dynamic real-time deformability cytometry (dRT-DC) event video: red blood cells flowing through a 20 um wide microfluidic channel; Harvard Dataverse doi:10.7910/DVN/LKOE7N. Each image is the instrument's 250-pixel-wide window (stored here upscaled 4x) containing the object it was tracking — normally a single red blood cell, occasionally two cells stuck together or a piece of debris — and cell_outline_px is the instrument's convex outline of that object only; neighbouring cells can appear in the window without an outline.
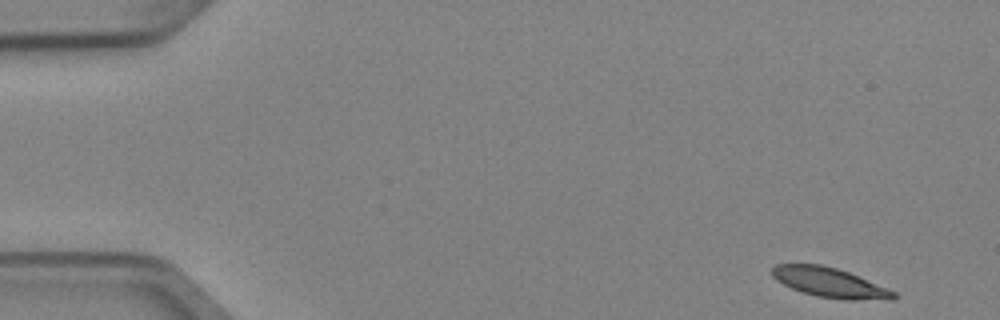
{"species": "Egyptian fruit bat (a non-hibernating species)", "species_latin": "Rousettus aegyptiacus", "temperature_condition": "cold", "stored_images_in_passage": 5, "camera_frame_rate_fps": 3000, "um_per_image_px": 0.085, "animal": {"sex": "female"}, "frame": {"image": 1, "passage_image": 1, "time_ms": 0.0, "image_size_px": [1000, 320], "cell_outline_px": [[896, 296], [892, 300], [844, 300], [816, 296], [792, 288], [776, 280], [772, 276], [772, 268], [776, 264], [820, 264], [836, 268], [848, 272], [896, 292]], "centroid_in_image_um": [70.53, 24.03], "position_along_channel_um": 14.5, "area_um2": 20.87}}
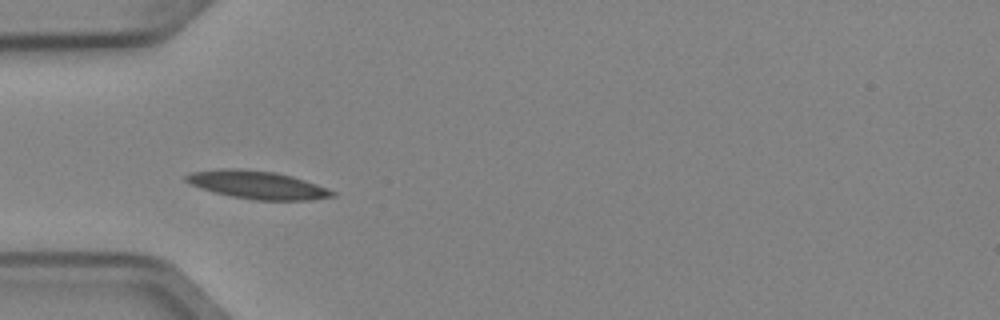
{"frame": {"image": 2, "passage_image": 4, "time_ms": 1.0, "image_size_px": [1000, 320], "cell_outline_px": [[336, 196], [312, 200], [256, 200], [232, 196], [216, 192], [192, 184], [184, 180], [184, 176], [192, 172], [224, 168], [232, 168], [276, 172], [292, 176], [316, 184], [336, 192]], "centroid_in_image_um": [21.92, 15.71], "position_along_channel_um": 63.1, "area_um2": 23.52}}
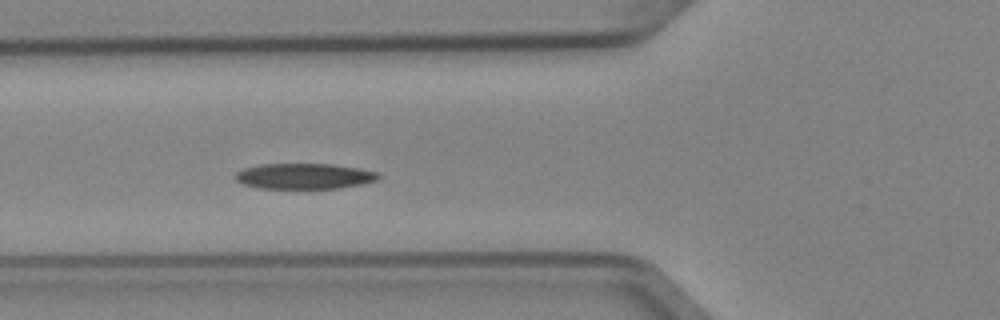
{"frame": {"image": 3, "passage_image": 5, "time_ms": 1.333, "image_size_px": [1000, 320], "cell_outline_px": [[380, 176], [376, 180], [360, 184], [340, 188], [260, 188], [244, 184], [236, 180], [232, 176], [236, 172], [244, 168], [260, 164], [332, 164], [360, 168], [376, 172]], "centroid_in_image_um": [25.82, 14.96], "position_along_channel_um": 100.0, "area_um2": 21.27}}